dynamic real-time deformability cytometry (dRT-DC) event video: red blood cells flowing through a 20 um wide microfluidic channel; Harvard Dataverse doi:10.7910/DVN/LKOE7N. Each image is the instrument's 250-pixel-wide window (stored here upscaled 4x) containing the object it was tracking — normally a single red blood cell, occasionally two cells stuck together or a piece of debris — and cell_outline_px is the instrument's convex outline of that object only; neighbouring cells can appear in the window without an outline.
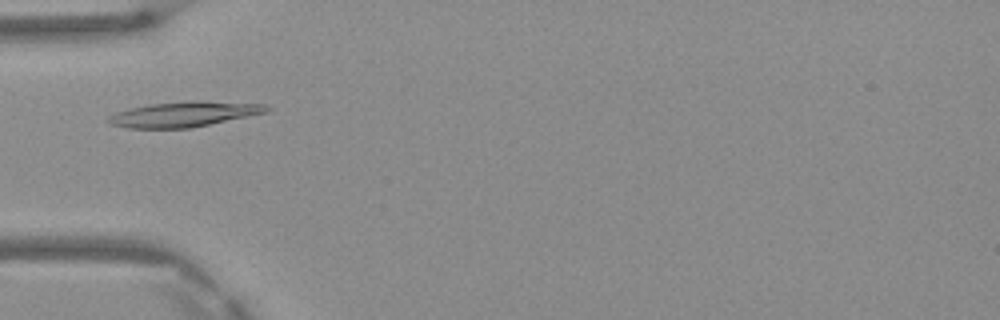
{"species": "Egyptian fruit bat (a non-hibernating species)", "species_latin": "Rousettus aegyptiacus", "temperature_condition": "warm", "stored_images_in_passage": 5, "camera_frame_rate_fps": 3000, "um_per_image_px": 0.085, "frame": {"image": 1, "passage_image": 4, "time_ms": 1.0, "image_size_px": [1000, 320], "cell_outline_px": [[272, 108], [268, 112], [192, 128], [128, 128], [108, 124], [108, 116], [116, 112], [128, 108], [148, 104], [192, 100], [200, 100], [264, 104]], "centroid_in_image_um": [15.64, 9.7], "position_along_channel_um": 69.4, "area_um2": 23.52}}
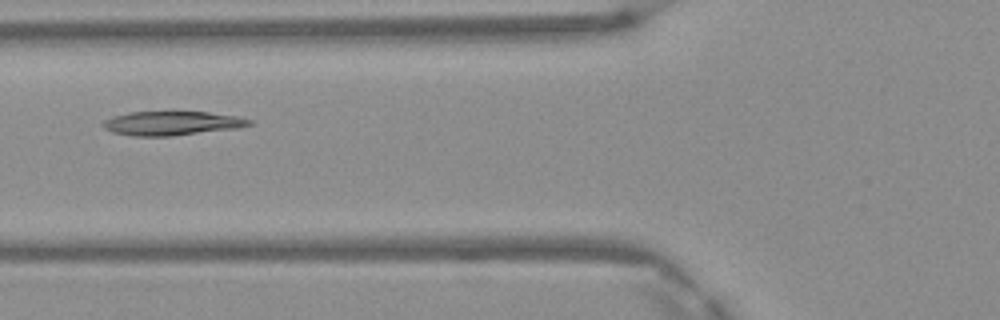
{"frame": {"image": 2, "passage_image": 5, "time_ms": 1.333, "image_size_px": [1000, 320], "cell_outline_px": [[252, 124], [240, 128], [172, 136], [132, 136], [112, 132], [104, 128], [100, 124], [104, 120], [112, 116], [132, 112], [168, 108], [172, 108], [208, 112], [240, 116], [252, 120]], "centroid_in_image_um": [14.62, 10.42], "position_along_channel_um": 111.2, "area_um2": 21.85}}